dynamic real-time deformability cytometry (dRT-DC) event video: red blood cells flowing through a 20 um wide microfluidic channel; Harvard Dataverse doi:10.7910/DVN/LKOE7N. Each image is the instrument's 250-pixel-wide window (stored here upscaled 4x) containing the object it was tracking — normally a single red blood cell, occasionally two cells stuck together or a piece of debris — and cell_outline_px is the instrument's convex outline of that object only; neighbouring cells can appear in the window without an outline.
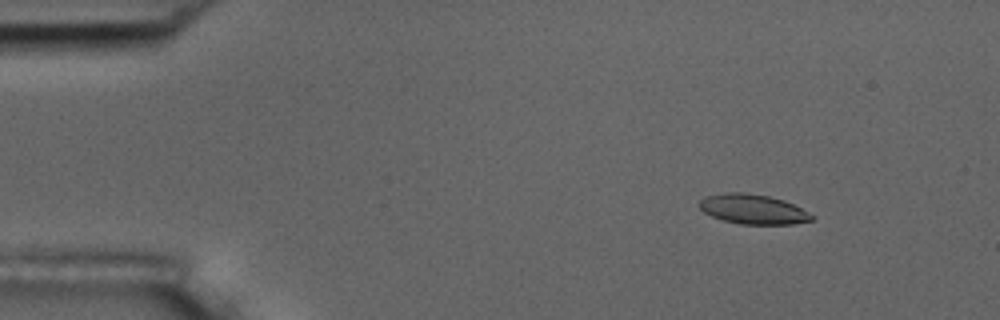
{"species": "common noctule bat (a hibernating species)", "species_latin": "Nyctalus noctula", "temperature_condition": "room temperature", "stored_images_in_passage": 9, "camera_frame_rate_fps": 3000, "um_per_image_px": 0.085, "animal": {"sex": "male", "body_mass_g": 17.5, "forearm_length_mm": 52.3}, "frame": {"image": 1, "passage_image": 2, "time_ms": 1.333, "image_size_px": [1000, 320], "cell_outline_px": [[816, 216], [812, 220], [792, 224], [740, 224], [724, 220], [712, 216], [704, 212], [696, 204], [704, 196], [728, 192], [744, 192], [768, 196], [784, 200]], "centroid_in_image_um": [63.98, 17.77], "position_along_channel_um": 21.0, "area_um2": 19.48}}
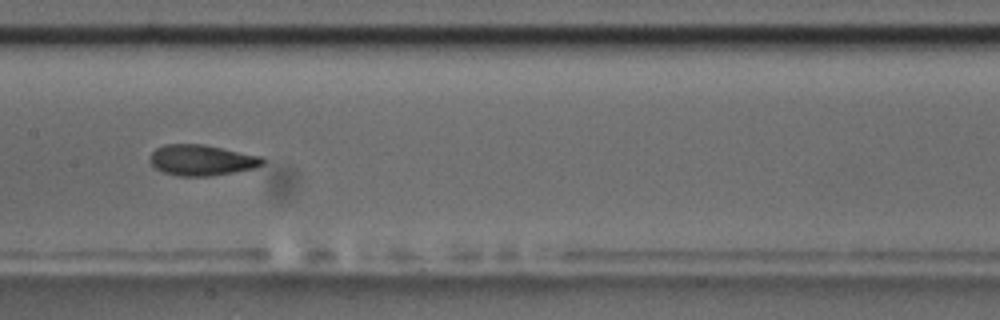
{"frame": {"image": 2, "passage_image": 8, "time_ms": 8.333, "image_size_px": [1000, 320], "cell_outline_px": [[264, 164], [256, 168], [208, 176], [176, 176], [164, 172], [156, 168], [148, 160], [148, 156], [156, 148], [164, 144], [204, 144], [264, 156]], "centroid_in_image_um": [17.15, 13.6], "position_along_channel_um": 190.2, "area_um2": 20.46}}
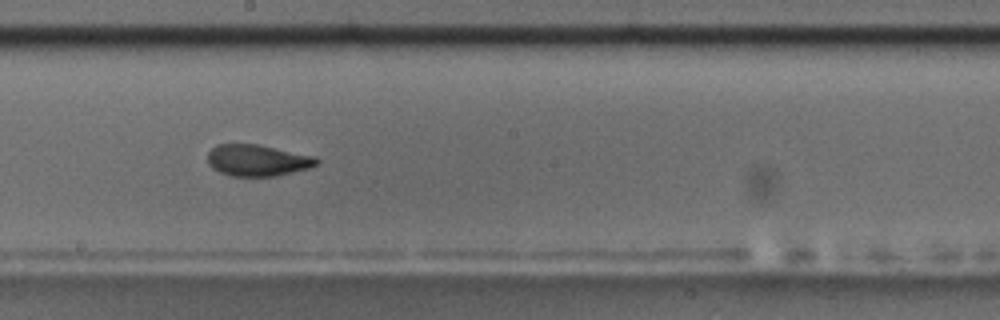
{"frame": {"image": 3, "passage_image": 9, "time_ms": 9.333, "image_size_px": [1000, 320], "cell_outline_px": [[320, 160], [316, 164], [308, 168], [276, 176], [232, 176], [220, 172], [212, 168], [208, 164], [208, 152], [216, 144], [260, 144], [316, 156]], "centroid_in_image_um": [21.88, 13.61], "position_along_channel_um": 226.3, "area_um2": 20.11}}